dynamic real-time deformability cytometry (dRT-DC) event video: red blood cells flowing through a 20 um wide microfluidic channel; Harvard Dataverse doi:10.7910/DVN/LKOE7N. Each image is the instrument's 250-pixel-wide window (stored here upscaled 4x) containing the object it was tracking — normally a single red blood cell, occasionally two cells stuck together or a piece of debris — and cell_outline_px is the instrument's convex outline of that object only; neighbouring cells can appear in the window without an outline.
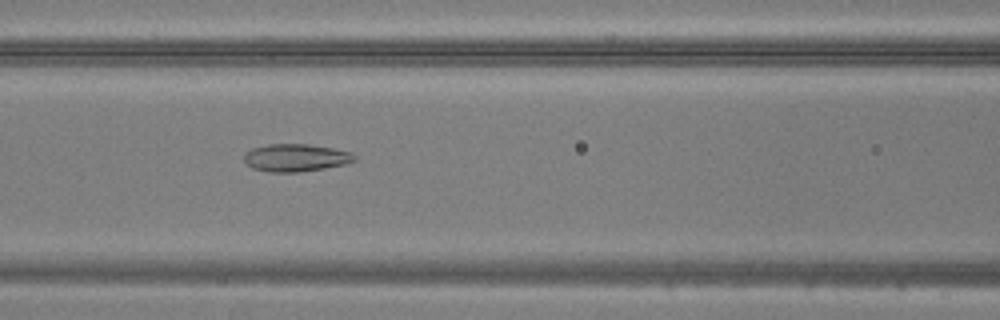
{"species": "common noctule bat (a hibernating species)", "species_latin": "Nyctalus noctula", "temperature_condition": "warm", "stored_images_in_passage": 50, "camera_frame_rate_fps": 3000, "um_per_image_px": 0.085, "animal": {"sex": "male", "body_mass_g": 20.5, "forearm_length_mm": 52.5}, "frame": {"image": 1, "passage_image": 22, "time_ms": 7.0, "image_size_px": [1000, 320], "cell_outline_px": [[356, 160], [344, 164], [324, 168], [300, 172], [268, 172], [252, 168], [244, 160], [244, 152], [252, 148], [268, 144], [308, 144], [332, 148], [352, 152], [356, 156]], "centroid_in_image_um": [25.12, 13.4], "position_along_channel_um": 141.5, "area_um2": 17.8}}
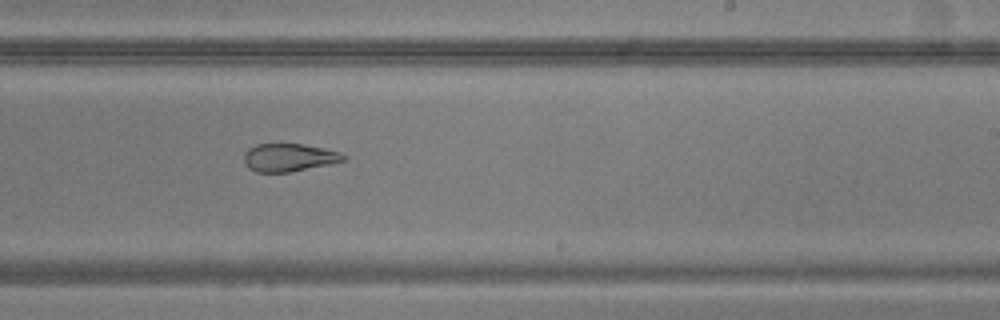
{"frame": {"image": 2, "passage_image": 31, "time_ms": 10.0, "image_size_px": [1000, 320], "cell_outline_px": [[348, 160], [292, 172], [256, 172], [248, 168], [244, 160], [244, 156], [248, 148], [256, 144], [304, 144], [324, 148], [340, 152], [348, 156]], "centroid_in_image_um": [24.6, 13.39], "position_along_channel_um": 264.4, "area_um2": 16.36}}
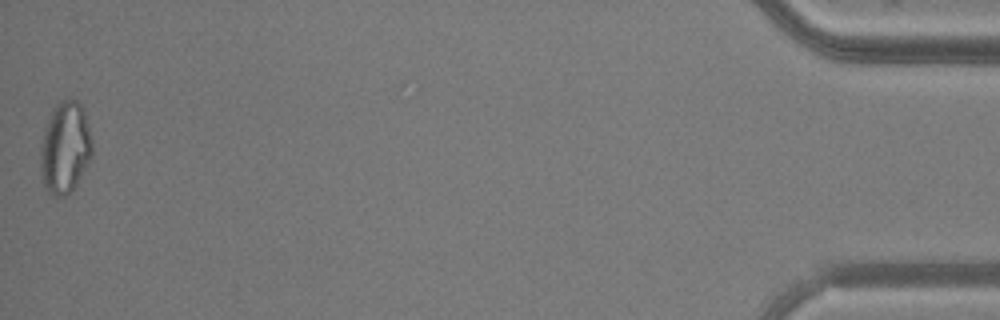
{"frame": {"image": 3, "passage_image": 50, "time_ms": 16.333, "image_size_px": [1000, 320], "cell_outline_px": [[92, 160], [76, 184], [64, 196], [56, 196], [48, 192], [44, 188], [40, 164], [40, 144], [44, 128], [52, 108], [60, 100], [68, 96], [76, 100], [84, 108], [92, 140]], "centroid_in_image_um": [5.53, 12.5], "position_along_channel_um": 429.7, "area_um2": 28.21}}